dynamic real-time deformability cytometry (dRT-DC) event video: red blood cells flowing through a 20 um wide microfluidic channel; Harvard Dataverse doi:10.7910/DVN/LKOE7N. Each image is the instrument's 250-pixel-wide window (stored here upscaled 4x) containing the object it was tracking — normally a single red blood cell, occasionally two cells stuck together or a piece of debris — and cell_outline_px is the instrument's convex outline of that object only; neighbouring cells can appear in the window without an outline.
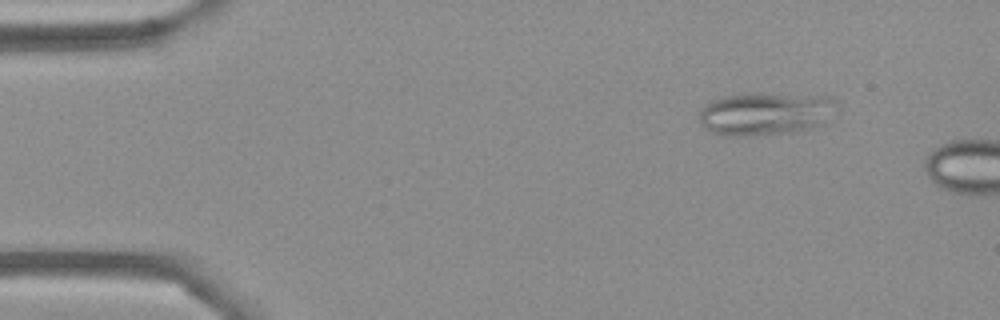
{"species": "Egyptian fruit bat (a non-hibernating species)", "species_latin": "Rousettus aegyptiacus", "temperature_condition": "cold", "stored_images_in_passage": 9, "camera_frame_rate_fps": 3000, "um_per_image_px": 0.085, "frame": {"image": 1, "passage_image": 6, "time_ms": 1.667, "image_size_px": [1000, 320], "cell_outline_px": [[840, 108], [820, 124], [808, 128], [792, 132], [748, 136], [724, 136], [712, 132], [704, 128], [700, 124], [700, 108], [704, 104], [720, 96], [744, 92], [752, 92], [832, 96], [840, 100]], "centroid_in_image_um": [65.07, 9.62], "position_along_channel_um": 19.9, "area_um2": 35.43}}